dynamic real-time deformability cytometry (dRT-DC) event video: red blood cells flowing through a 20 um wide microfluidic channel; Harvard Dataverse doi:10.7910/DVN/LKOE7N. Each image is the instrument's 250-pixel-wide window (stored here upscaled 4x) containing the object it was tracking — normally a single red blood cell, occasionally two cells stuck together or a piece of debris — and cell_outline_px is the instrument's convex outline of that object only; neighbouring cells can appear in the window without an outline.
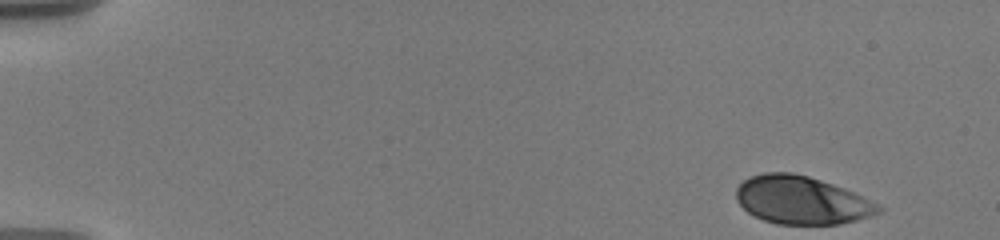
{"species": "human", "species_latin": "Homo sapiens", "temperature_condition": "warm", "stored_images_in_passage": 73, "camera_frame_rate_fps": 3000, "um_per_image_px": 0.085, "donor": {"sex": "male"}, "frame": {"image": 1, "passage_image": 1, "time_ms": 0.0, "image_size_px": [1000, 240], "cell_outline_px": [[884, 208], [880, 212], [872, 216], [840, 224], [776, 224], [764, 220], [748, 212], [736, 200], [736, 188], [744, 180], [752, 176], [764, 172], [792, 172], [808, 176], [844, 188], [880, 204]], "centroid_in_image_um": [68.15, 17.01], "position_along_channel_um": 16.8, "area_um2": 39.77}}
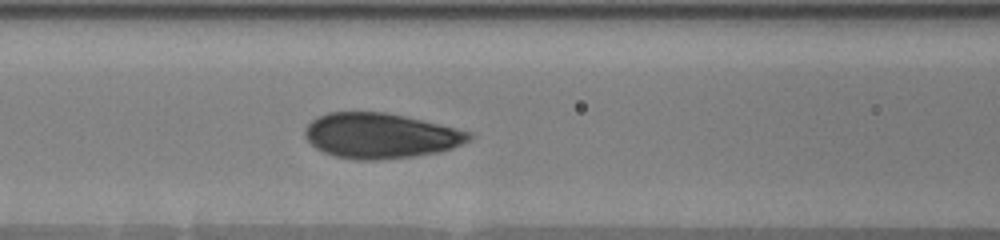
{"frame": {"image": 2, "passage_image": 29, "time_ms": 7.0, "image_size_px": [1000, 240], "cell_outline_px": [[472, 136], [468, 140], [452, 148], [440, 152], [412, 156], [376, 160], [356, 160], [336, 156], [324, 152], [316, 148], [304, 136], [304, 132], [308, 124], [312, 120], [328, 112], [384, 112], [404, 116], [440, 124], [472, 132]], "centroid_in_image_um": [32.33, 11.53], "position_along_channel_um": 134.3, "area_um2": 42.95}}
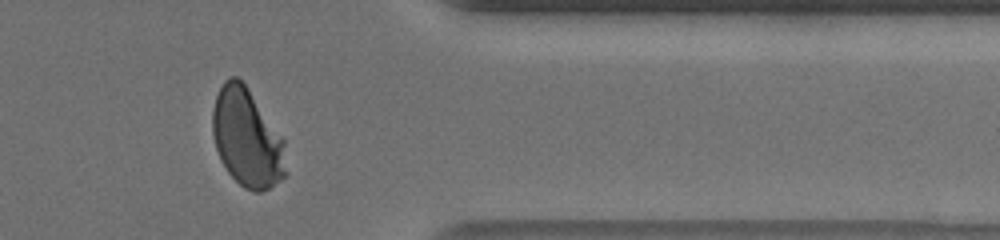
{"frame": {"image": 3, "passage_image": 59, "time_ms": 14.333, "image_size_px": [1000, 240], "cell_outline_px": [[288, 172], [280, 180], [268, 188], [260, 192], [256, 192], [244, 188], [228, 172], [220, 160], [216, 148], [212, 132], [212, 108], [216, 96], [224, 80], [232, 76], [236, 76], [248, 88], [284, 140]], "centroid_in_image_um": [20.99, 11.74], "position_along_channel_um": 390.4, "area_um2": 42.02}, "authors_computed_cell_mechanics": {"area_um2": 42.194, "velocity_mm_per_s": 3.6181, "shape_relaxation_time_tau1_ms": 3.6488, "shape_relaxation_time_tau2_ms": null, "deformation_change_tau1": 0.1753, "deformation_change_tau2": null}}